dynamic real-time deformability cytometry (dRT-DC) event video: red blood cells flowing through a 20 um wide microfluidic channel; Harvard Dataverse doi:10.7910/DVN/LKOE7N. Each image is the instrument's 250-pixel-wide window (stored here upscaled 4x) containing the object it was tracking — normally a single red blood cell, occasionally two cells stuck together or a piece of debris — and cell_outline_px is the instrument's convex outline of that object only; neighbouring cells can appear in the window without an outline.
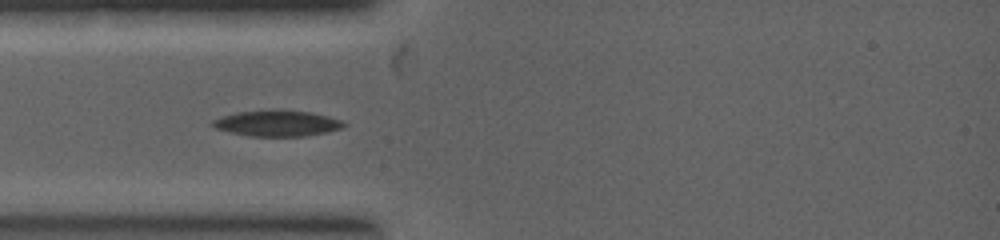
{"species": "common noctule bat (a hibernating species)", "species_latin": "Nyctalus noctula", "temperature_condition": "warm", "stored_images_in_passage": 7, "camera_frame_rate_fps": 5000, "um_per_image_px": 0.085, "animal": {"sex": "female", "body_mass_g": 19.0, "forearm_length_mm": 53.3}, "frame": {"image": 1, "passage_image": 3, "time_ms": 1.4, "image_size_px": [1000, 240], "cell_outline_px": [[348, 124], [344, 128], [328, 132], [308, 136], [248, 136], [216, 128], [208, 124], [212, 120], [224, 116], [240, 112], [312, 112], [344, 120]], "centroid_in_image_um": [23.65, 10.52], "position_along_channel_um": 61.4, "area_um2": 19.25}}
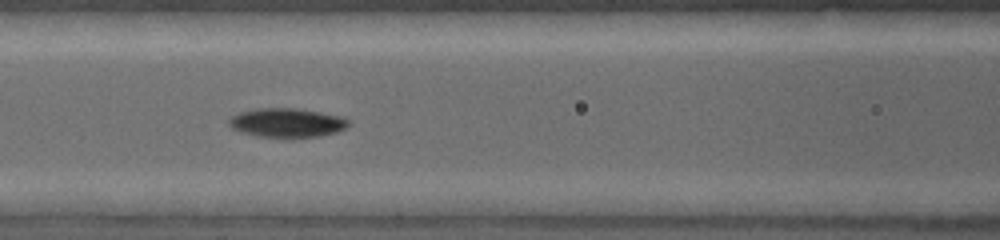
{"frame": {"image": 2, "passage_image": 5, "time_ms": 2.6, "image_size_px": [1000, 240], "cell_outline_px": [[352, 124], [348, 128], [336, 132], [320, 136], [256, 136], [240, 132], [232, 128], [228, 124], [228, 120], [232, 116], [240, 112], [256, 108], [292, 108], [320, 112], [340, 116], [348, 120]], "centroid_in_image_um": [24.39, 10.42], "position_along_channel_um": 142.2, "area_um2": 20.06}}